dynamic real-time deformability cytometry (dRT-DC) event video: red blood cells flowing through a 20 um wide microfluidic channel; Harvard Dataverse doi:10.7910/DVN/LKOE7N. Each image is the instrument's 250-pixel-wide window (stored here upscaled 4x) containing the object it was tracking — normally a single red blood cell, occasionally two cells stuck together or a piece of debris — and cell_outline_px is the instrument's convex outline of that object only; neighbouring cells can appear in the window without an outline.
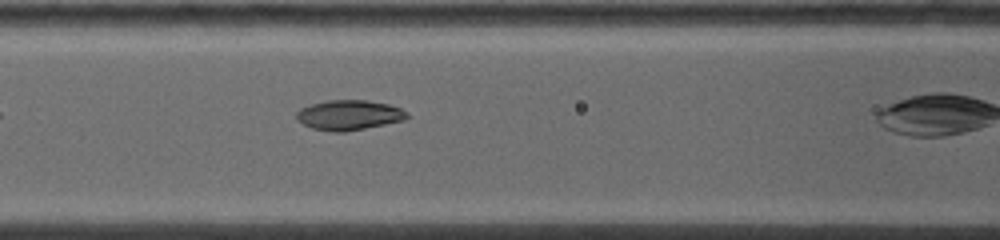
{"species": "common noctule bat (a hibernating species)", "species_latin": "Nyctalus noctula", "temperature_condition": "warm", "stored_images_in_passage": 19, "camera_frame_rate_fps": 5000, "um_per_image_px": 0.085, "animal": {"sex": "female", "body_mass_g": 19.0, "forearm_length_mm": 53.3}, "frame": {"image": 1, "passage_image": 6, "time_ms": 1.6, "image_size_px": [1000, 240], "cell_outline_px": [[408, 116], [404, 120], [344, 132], [332, 132], [312, 128], [296, 120], [296, 112], [300, 108], [312, 104], [328, 100], [368, 100], [388, 104], [400, 108], [408, 112]], "centroid_in_image_um": [29.64, 9.77], "position_along_channel_um": 137.0, "area_um2": 19.25}}
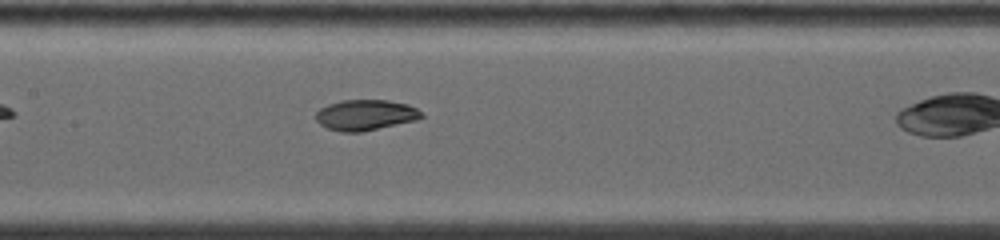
{"frame": {"image": 2, "passage_image": 9, "time_ms": 2.6, "image_size_px": [1000, 240], "cell_outline_px": [[424, 116], [416, 120], [360, 132], [340, 132], [328, 128], [320, 124], [316, 120], [316, 112], [320, 108], [328, 104], [340, 100], [388, 100], [408, 104], [416, 108]], "centroid_in_image_um": [31.04, 9.77], "position_along_channel_um": 176.4, "area_um2": 18.79}}
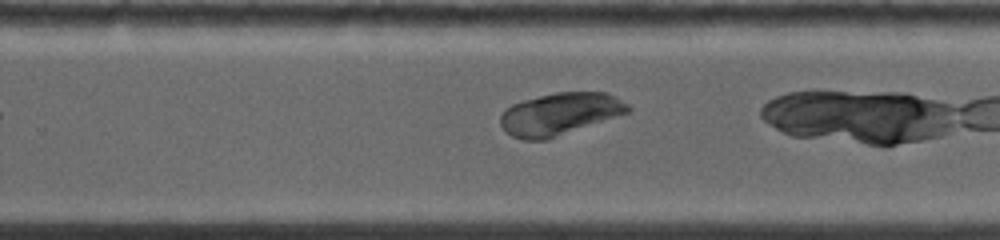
{"frame": {"image": 3, "passage_image": 19, "time_ms": 6.6, "image_size_px": [1000, 240], "cell_outline_px": [[632, 108], [628, 112], [544, 140], [524, 140], [512, 136], [500, 124], [500, 116], [504, 108], [512, 104], [524, 100], [556, 92], [604, 92], [628, 104]], "centroid_in_image_um": [47.53, 9.68], "position_along_channel_um": 282.3, "area_um2": 30.75}}